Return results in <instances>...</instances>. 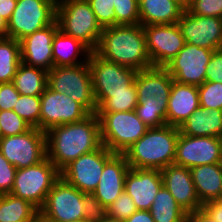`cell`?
Masks as SVG:
<instances>
[{
  "label": "cell",
  "instance_id": "obj_25",
  "mask_svg": "<svg viewBox=\"0 0 222 222\" xmlns=\"http://www.w3.org/2000/svg\"><path fill=\"white\" fill-rule=\"evenodd\" d=\"M181 134L222 138V110L199 107L180 126Z\"/></svg>",
  "mask_w": 222,
  "mask_h": 222
},
{
  "label": "cell",
  "instance_id": "obj_37",
  "mask_svg": "<svg viewBox=\"0 0 222 222\" xmlns=\"http://www.w3.org/2000/svg\"><path fill=\"white\" fill-rule=\"evenodd\" d=\"M134 111L149 128L166 125V111L159 105L138 104Z\"/></svg>",
  "mask_w": 222,
  "mask_h": 222
},
{
  "label": "cell",
  "instance_id": "obj_24",
  "mask_svg": "<svg viewBox=\"0 0 222 222\" xmlns=\"http://www.w3.org/2000/svg\"><path fill=\"white\" fill-rule=\"evenodd\" d=\"M190 171L202 205L222 198V163L199 165Z\"/></svg>",
  "mask_w": 222,
  "mask_h": 222
},
{
  "label": "cell",
  "instance_id": "obj_46",
  "mask_svg": "<svg viewBox=\"0 0 222 222\" xmlns=\"http://www.w3.org/2000/svg\"><path fill=\"white\" fill-rule=\"evenodd\" d=\"M187 222H217L203 208L189 213Z\"/></svg>",
  "mask_w": 222,
  "mask_h": 222
},
{
  "label": "cell",
  "instance_id": "obj_43",
  "mask_svg": "<svg viewBox=\"0 0 222 222\" xmlns=\"http://www.w3.org/2000/svg\"><path fill=\"white\" fill-rule=\"evenodd\" d=\"M20 93L12 82L0 84V111L13 110Z\"/></svg>",
  "mask_w": 222,
  "mask_h": 222
},
{
  "label": "cell",
  "instance_id": "obj_10",
  "mask_svg": "<svg viewBox=\"0 0 222 222\" xmlns=\"http://www.w3.org/2000/svg\"><path fill=\"white\" fill-rule=\"evenodd\" d=\"M40 216L47 222L84 219L83 193L60 177L48 193Z\"/></svg>",
  "mask_w": 222,
  "mask_h": 222
},
{
  "label": "cell",
  "instance_id": "obj_30",
  "mask_svg": "<svg viewBox=\"0 0 222 222\" xmlns=\"http://www.w3.org/2000/svg\"><path fill=\"white\" fill-rule=\"evenodd\" d=\"M149 211L155 222H187L188 218L164 186L158 191Z\"/></svg>",
  "mask_w": 222,
  "mask_h": 222
},
{
  "label": "cell",
  "instance_id": "obj_32",
  "mask_svg": "<svg viewBox=\"0 0 222 222\" xmlns=\"http://www.w3.org/2000/svg\"><path fill=\"white\" fill-rule=\"evenodd\" d=\"M20 63V42L9 37L0 38V84L12 82Z\"/></svg>",
  "mask_w": 222,
  "mask_h": 222
},
{
  "label": "cell",
  "instance_id": "obj_35",
  "mask_svg": "<svg viewBox=\"0 0 222 222\" xmlns=\"http://www.w3.org/2000/svg\"><path fill=\"white\" fill-rule=\"evenodd\" d=\"M115 25L140 24L138 0H119L114 5Z\"/></svg>",
  "mask_w": 222,
  "mask_h": 222
},
{
  "label": "cell",
  "instance_id": "obj_11",
  "mask_svg": "<svg viewBox=\"0 0 222 222\" xmlns=\"http://www.w3.org/2000/svg\"><path fill=\"white\" fill-rule=\"evenodd\" d=\"M107 147L83 154L61 171V177L82 193H93L99 183L105 164L114 156Z\"/></svg>",
  "mask_w": 222,
  "mask_h": 222
},
{
  "label": "cell",
  "instance_id": "obj_23",
  "mask_svg": "<svg viewBox=\"0 0 222 222\" xmlns=\"http://www.w3.org/2000/svg\"><path fill=\"white\" fill-rule=\"evenodd\" d=\"M199 107L197 86L173 81L166 111V124L179 127Z\"/></svg>",
  "mask_w": 222,
  "mask_h": 222
},
{
  "label": "cell",
  "instance_id": "obj_44",
  "mask_svg": "<svg viewBox=\"0 0 222 222\" xmlns=\"http://www.w3.org/2000/svg\"><path fill=\"white\" fill-rule=\"evenodd\" d=\"M205 81L222 83V49L213 52L206 68Z\"/></svg>",
  "mask_w": 222,
  "mask_h": 222
},
{
  "label": "cell",
  "instance_id": "obj_14",
  "mask_svg": "<svg viewBox=\"0 0 222 222\" xmlns=\"http://www.w3.org/2000/svg\"><path fill=\"white\" fill-rule=\"evenodd\" d=\"M222 163V138L181 134L176 144L174 164L191 169L205 164Z\"/></svg>",
  "mask_w": 222,
  "mask_h": 222
},
{
  "label": "cell",
  "instance_id": "obj_3",
  "mask_svg": "<svg viewBox=\"0 0 222 222\" xmlns=\"http://www.w3.org/2000/svg\"><path fill=\"white\" fill-rule=\"evenodd\" d=\"M179 132L168 124L149 128L123 154L130 168L162 170L174 164Z\"/></svg>",
  "mask_w": 222,
  "mask_h": 222
},
{
  "label": "cell",
  "instance_id": "obj_5",
  "mask_svg": "<svg viewBox=\"0 0 222 222\" xmlns=\"http://www.w3.org/2000/svg\"><path fill=\"white\" fill-rule=\"evenodd\" d=\"M99 118L102 144L114 154L124 152L149 129L134 110L96 112Z\"/></svg>",
  "mask_w": 222,
  "mask_h": 222
},
{
  "label": "cell",
  "instance_id": "obj_21",
  "mask_svg": "<svg viewBox=\"0 0 222 222\" xmlns=\"http://www.w3.org/2000/svg\"><path fill=\"white\" fill-rule=\"evenodd\" d=\"M163 186L160 170L130 168L125 176L124 191L129 194L137 210L149 211Z\"/></svg>",
  "mask_w": 222,
  "mask_h": 222
},
{
  "label": "cell",
  "instance_id": "obj_2",
  "mask_svg": "<svg viewBox=\"0 0 222 222\" xmlns=\"http://www.w3.org/2000/svg\"><path fill=\"white\" fill-rule=\"evenodd\" d=\"M94 52L107 61L137 71L152 67L141 24L103 28Z\"/></svg>",
  "mask_w": 222,
  "mask_h": 222
},
{
  "label": "cell",
  "instance_id": "obj_26",
  "mask_svg": "<svg viewBox=\"0 0 222 222\" xmlns=\"http://www.w3.org/2000/svg\"><path fill=\"white\" fill-rule=\"evenodd\" d=\"M91 52L92 50L82 41L64 34L60 29L54 35L52 41L54 67L87 63ZM81 54L83 58L86 57L84 61L78 59Z\"/></svg>",
  "mask_w": 222,
  "mask_h": 222
},
{
  "label": "cell",
  "instance_id": "obj_41",
  "mask_svg": "<svg viewBox=\"0 0 222 222\" xmlns=\"http://www.w3.org/2000/svg\"><path fill=\"white\" fill-rule=\"evenodd\" d=\"M188 11L198 16L222 18V0H194Z\"/></svg>",
  "mask_w": 222,
  "mask_h": 222
},
{
  "label": "cell",
  "instance_id": "obj_39",
  "mask_svg": "<svg viewBox=\"0 0 222 222\" xmlns=\"http://www.w3.org/2000/svg\"><path fill=\"white\" fill-rule=\"evenodd\" d=\"M102 28L115 25L114 5L119 0H87Z\"/></svg>",
  "mask_w": 222,
  "mask_h": 222
},
{
  "label": "cell",
  "instance_id": "obj_50",
  "mask_svg": "<svg viewBox=\"0 0 222 222\" xmlns=\"http://www.w3.org/2000/svg\"><path fill=\"white\" fill-rule=\"evenodd\" d=\"M173 1H175L184 11L188 10L194 2V0H173Z\"/></svg>",
  "mask_w": 222,
  "mask_h": 222
},
{
  "label": "cell",
  "instance_id": "obj_51",
  "mask_svg": "<svg viewBox=\"0 0 222 222\" xmlns=\"http://www.w3.org/2000/svg\"><path fill=\"white\" fill-rule=\"evenodd\" d=\"M101 222H122V221H118V220H115V219H111L109 218L108 216Z\"/></svg>",
  "mask_w": 222,
  "mask_h": 222
},
{
  "label": "cell",
  "instance_id": "obj_8",
  "mask_svg": "<svg viewBox=\"0 0 222 222\" xmlns=\"http://www.w3.org/2000/svg\"><path fill=\"white\" fill-rule=\"evenodd\" d=\"M54 0H17L8 21L7 37L20 41L56 20Z\"/></svg>",
  "mask_w": 222,
  "mask_h": 222
},
{
  "label": "cell",
  "instance_id": "obj_53",
  "mask_svg": "<svg viewBox=\"0 0 222 222\" xmlns=\"http://www.w3.org/2000/svg\"><path fill=\"white\" fill-rule=\"evenodd\" d=\"M72 222H87L85 219H80V220H75V221H72Z\"/></svg>",
  "mask_w": 222,
  "mask_h": 222
},
{
  "label": "cell",
  "instance_id": "obj_28",
  "mask_svg": "<svg viewBox=\"0 0 222 222\" xmlns=\"http://www.w3.org/2000/svg\"><path fill=\"white\" fill-rule=\"evenodd\" d=\"M48 82V71L21 62L12 80L20 95L41 96Z\"/></svg>",
  "mask_w": 222,
  "mask_h": 222
},
{
  "label": "cell",
  "instance_id": "obj_31",
  "mask_svg": "<svg viewBox=\"0 0 222 222\" xmlns=\"http://www.w3.org/2000/svg\"><path fill=\"white\" fill-rule=\"evenodd\" d=\"M93 94L96 112L132 111L138 105L135 81L129 86V92Z\"/></svg>",
  "mask_w": 222,
  "mask_h": 222
},
{
  "label": "cell",
  "instance_id": "obj_33",
  "mask_svg": "<svg viewBox=\"0 0 222 222\" xmlns=\"http://www.w3.org/2000/svg\"><path fill=\"white\" fill-rule=\"evenodd\" d=\"M40 96L20 95L13 111L24 119L32 128L40 129Z\"/></svg>",
  "mask_w": 222,
  "mask_h": 222
},
{
  "label": "cell",
  "instance_id": "obj_22",
  "mask_svg": "<svg viewBox=\"0 0 222 222\" xmlns=\"http://www.w3.org/2000/svg\"><path fill=\"white\" fill-rule=\"evenodd\" d=\"M129 169L130 166L123 154H115L105 164L93 194L106 208L124 192L125 176Z\"/></svg>",
  "mask_w": 222,
  "mask_h": 222
},
{
  "label": "cell",
  "instance_id": "obj_49",
  "mask_svg": "<svg viewBox=\"0 0 222 222\" xmlns=\"http://www.w3.org/2000/svg\"><path fill=\"white\" fill-rule=\"evenodd\" d=\"M8 22L0 15V38L7 37Z\"/></svg>",
  "mask_w": 222,
  "mask_h": 222
},
{
  "label": "cell",
  "instance_id": "obj_18",
  "mask_svg": "<svg viewBox=\"0 0 222 222\" xmlns=\"http://www.w3.org/2000/svg\"><path fill=\"white\" fill-rule=\"evenodd\" d=\"M173 81L165 67L152 66L138 71L135 77L138 104L159 105L167 111Z\"/></svg>",
  "mask_w": 222,
  "mask_h": 222
},
{
  "label": "cell",
  "instance_id": "obj_12",
  "mask_svg": "<svg viewBox=\"0 0 222 222\" xmlns=\"http://www.w3.org/2000/svg\"><path fill=\"white\" fill-rule=\"evenodd\" d=\"M40 130L47 132L55 126L83 120L90 113L66 93H57L48 86L41 94Z\"/></svg>",
  "mask_w": 222,
  "mask_h": 222
},
{
  "label": "cell",
  "instance_id": "obj_6",
  "mask_svg": "<svg viewBox=\"0 0 222 222\" xmlns=\"http://www.w3.org/2000/svg\"><path fill=\"white\" fill-rule=\"evenodd\" d=\"M60 177V170L46 157L36 165L16 170L10 194L29 201L40 210Z\"/></svg>",
  "mask_w": 222,
  "mask_h": 222
},
{
  "label": "cell",
  "instance_id": "obj_47",
  "mask_svg": "<svg viewBox=\"0 0 222 222\" xmlns=\"http://www.w3.org/2000/svg\"><path fill=\"white\" fill-rule=\"evenodd\" d=\"M17 0H0V15L8 22L16 7Z\"/></svg>",
  "mask_w": 222,
  "mask_h": 222
},
{
  "label": "cell",
  "instance_id": "obj_7",
  "mask_svg": "<svg viewBox=\"0 0 222 222\" xmlns=\"http://www.w3.org/2000/svg\"><path fill=\"white\" fill-rule=\"evenodd\" d=\"M47 86L57 93H66L80 103L90 114L96 113L89 64L52 67L48 71Z\"/></svg>",
  "mask_w": 222,
  "mask_h": 222
},
{
  "label": "cell",
  "instance_id": "obj_48",
  "mask_svg": "<svg viewBox=\"0 0 222 222\" xmlns=\"http://www.w3.org/2000/svg\"><path fill=\"white\" fill-rule=\"evenodd\" d=\"M124 222H155V221L151 216L150 211L137 210Z\"/></svg>",
  "mask_w": 222,
  "mask_h": 222
},
{
  "label": "cell",
  "instance_id": "obj_19",
  "mask_svg": "<svg viewBox=\"0 0 222 222\" xmlns=\"http://www.w3.org/2000/svg\"><path fill=\"white\" fill-rule=\"evenodd\" d=\"M58 30L59 25L57 20H55L45 28L21 39L19 41L21 62L29 66L45 69L46 71L54 67L52 41Z\"/></svg>",
  "mask_w": 222,
  "mask_h": 222
},
{
  "label": "cell",
  "instance_id": "obj_38",
  "mask_svg": "<svg viewBox=\"0 0 222 222\" xmlns=\"http://www.w3.org/2000/svg\"><path fill=\"white\" fill-rule=\"evenodd\" d=\"M137 211L132 197L125 191L107 207V216L111 219L124 222Z\"/></svg>",
  "mask_w": 222,
  "mask_h": 222
},
{
  "label": "cell",
  "instance_id": "obj_16",
  "mask_svg": "<svg viewBox=\"0 0 222 222\" xmlns=\"http://www.w3.org/2000/svg\"><path fill=\"white\" fill-rule=\"evenodd\" d=\"M143 29L152 66L165 67L186 43L177 23L146 25Z\"/></svg>",
  "mask_w": 222,
  "mask_h": 222
},
{
  "label": "cell",
  "instance_id": "obj_54",
  "mask_svg": "<svg viewBox=\"0 0 222 222\" xmlns=\"http://www.w3.org/2000/svg\"><path fill=\"white\" fill-rule=\"evenodd\" d=\"M3 193L0 191V201H1V199H2V197H3Z\"/></svg>",
  "mask_w": 222,
  "mask_h": 222
},
{
  "label": "cell",
  "instance_id": "obj_15",
  "mask_svg": "<svg viewBox=\"0 0 222 222\" xmlns=\"http://www.w3.org/2000/svg\"><path fill=\"white\" fill-rule=\"evenodd\" d=\"M89 69L93 93L129 92V86L135 81L137 70L107 61L91 52Z\"/></svg>",
  "mask_w": 222,
  "mask_h": 222
},
{
  "label": "cell",
  "instance_id": "obj_52",
  "mask_svg": "<svg viewBox=\"0 0 222 222\" xmlns=\"http://www.w3.org/2000/svg\"><path fill=\"white\" fill-rule=\"evenodd\" d=\"M32 222H47L46 220H44L40 215Z\"/></svg>",
  "mask_w": 222,
  "mask_h": 222
},
{
  "label": "cell",
  "instance_id": "obj_36",
  "mask_svg": "<svg viewBox=\"0 0 222 222\" xmlns=\"http://www.w3.org/2000/svg\"><path fill=\"white\" fill-rule=\"evenodd\" d=\"M30 128L31 126L13 110L0 111L1 137L22 134Z\"/></svg>",
  "mask_w": 222,
  "mask_h": 222
},
{
  "label": "cell",
  "instance_id": "obj_13",
  "mask_svg": "<svg viewBox=\"0 0 222 222\" xmlns=\"http://www.w3.org/2000/svg\"><path fill=\"white\" fill-rule=\"evenodd\" d=\"M213 52L185 43L179 53L165 65V68L174 81L200 86L205 82L206 68Z\"/></svg>",
  "mask_w": 222,
  "mask_h": 222
},
{
  "label": "cell",
  "instance_id": "obj_1",
  "mask_svg": "<svg viewBox=\"0 0 222 222\" xmlns=\"http://www.w3.org/2000/svg\"><path fill=\"white\" fill-rule=\"evenodd\" d=\"M102 145L96 113H91L78 122L52 127L46 132L47 158L60 171L71 161Z\"/></svg>",
  "mask_w": 222,
  "mask_h": 222
},
{
  "label": "cell",
  "instance_id": "obj_17",
  "mask_svg": "<svg viewBox=\"0 0 222 222\" xmlns=\"http://www.w3.org/2000/svg\"><path fill=\"white\" fill-rule=\"evenodd\" d=\"M177 24L186 43L212 51L222 49V18L198 16L186 10Z\"/></svg>",
  "mask_w": 222,
  "mask_h": 222
},
{
  "label": "cell",
  "instance_id": "obj_9",
  "mask_svg": "<svg viewBox=\"0 0 222 222\" xmlns=\"http://www.w3.org/2000/svg\"><path fill=\"white\" fill-rule=\"evenodd\" d=\"M0 152L17 169L36 165L47 157L46 132L38 128L0 138Z\"/></svg>",
  "mask_w": 222,
  "mask_h": 222
},
{
  "label": "cell",
  "instance_id": "obj_27",
  "mask_svg": "<svg viewBox=\"0 0 222 222\" xmlns=\"http://www.w3.org/2000/svg\"><path fill=\"white\" fill-rule=\"evenodd\" d=\"M138 4L142 26L175 24L184 11L173 0H138Z\"/></svg>",
  "mask_w": 222,
  "mask_h": 222
},
{
  "label": "cell",
  "instance_id": "obj_4",
  "mask_svg": "<svg viewBox=\"0 0 222 222\" xmlns=\"http://www.w3.org/2000/svg\"><path fill=\"white\" fill-rule=\"evenodd\" d=\"M59 29L72 36L92 51L97 48L103 28L87 0H61L56 5Z\"/></svg>",
  "mask_w": 222,
  "mask_h": 222
},
{
  "label": "cell",
  "instance_id": "obj_42",
  "mask_svg": "<svg viewBox=\"0 0 222 222\" xmlns=\"http://www.w3.org/2000/svg\"><path fill=\"white\" fill-rule=\"evenodd\" d=\"M17 168L13 166L0 152V191L11 193Z\"/></svg>",
  "mask_w": 222,
  "mask_h": 222
},
{
  "label": "cell",
  "instance_id": "obj_34",
  "mask_svg": "<svg viewBox=\"0 0 222 222\" xmlns=\"http://www.w3.org/2000/svg\"><path fill=\"white\" fill-rule=\"evenodd\" d=\"M199 92L200 107L210 110H222V83L205 81L197 86Z\"/></svg>",
  "mask_w": 222,
  "mask_h": 222
},
{
  "label": "cell",
  "instance_id": "obj_29",
  "mask_svg": "<svg viewBox=\"0 0 222 222\" xmlns=\"http://www.w3.org/2000/svg\"><path fill=\"white\" fill-rule=\"evenodd\" d=\"M40 210L27 200L4 194L0 201V222H32Z\"/></svg>",
  "mask_w": 222,
  "mask_h": 222
},
{
  "label": "cell",
  "instance_id": "obj_20",
  "mask_svg": "<svg viewBox=\"0 0 222 222\" xmlns=\"http://www.w3.org/2000/svg\"><path fill=\"white\" fill-rule=\"evenodd\" d=\"M160 173L163 186L187 214L202 208V204L196 194L190 169L171 164L160 170Z\"/></svg>",
  "mask_w": 222,
  "mask_h": 222
},
{
  "label": "cell",
  "instance_id": "obj_40",
  "mask_svg": "<svg viewBox=\"0 0 222 222\" xmlns=\"http://www.w3.org/2000/svg\"><path fill=\"white\" fill-rule=\"evenodd\" d=\"M84 219L87 222H101L107 217V208L93 193H83Z\"/></svg>",
  "mask_w": 222,
  "mask_h": 222
},
{
  "label": "cell",
  "instance_id": "obj_45",
  "mask_svg": "<svg viewBox=\"0 0 222 222\" xmlns=\"http://www.w3.org/2000/svg\"><path fill=\"white\" fill-rule=\"evenodd\" d=\"M202 208L217 222H222V198L206 202Z\"/></svg>",
  "mask_w": 222,
  "mask_h": 222
}]
</instances>
